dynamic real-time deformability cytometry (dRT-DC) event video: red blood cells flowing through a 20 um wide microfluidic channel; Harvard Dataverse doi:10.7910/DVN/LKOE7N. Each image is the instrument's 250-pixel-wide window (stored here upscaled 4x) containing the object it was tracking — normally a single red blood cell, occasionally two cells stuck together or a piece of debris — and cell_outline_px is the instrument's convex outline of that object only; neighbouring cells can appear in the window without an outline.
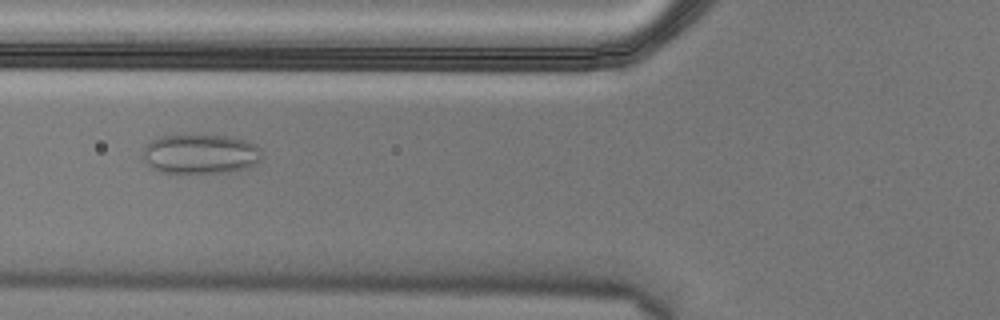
{"species": "Egyptian fruit bat (a non-hibernating species)", "species_latin": "Rousettus aegyptiacus", "temperature_condition": "cold", "stored_images_in_passage": 10, "camera_frame_rate_fps": 3000, "um_per_image_px": 0.085, "animal": {"sex": "male"}, "frame": {"image": 1, "passage_image": 5, "time_ms": 1.333, "image_size_px": [1000, 320], "cell_outline_px": [[260, 160], [256, 164], [244, 168], [228, 172], [160, 172], [152, 168], [140, 156], [144, 144], [160, 136], [184, 132], [188, 132], [228, 136], [244, 140], [256, 144], [260, 148]], "centroid_in_image_um": [16.96, 13.03], "position_along_channel_um": 108.8, "area_um2": 28.32}}
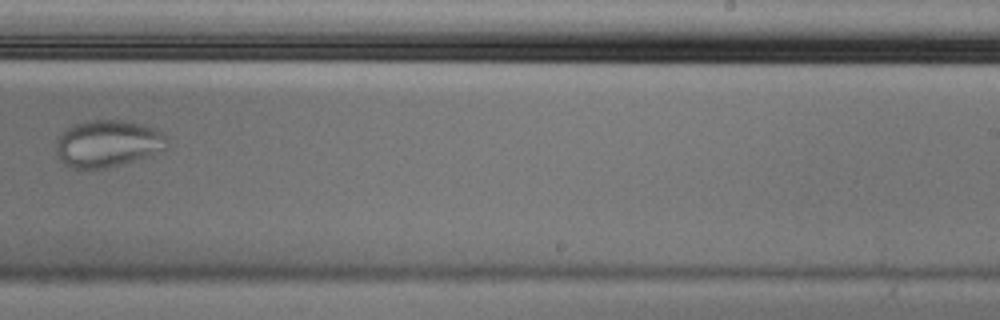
{"frame": {"image": 2, "passage_image": 9, "time_ms": 2.667, "image_size_px": [1000, 320], "cell_outline_px": [[168, 148], [108, 168], [72, 168], [64, 164], [56, 156], [56, 140], [60, 132], [64, 128], [88, 120], [124, 120], [156, 128], [164, 132], [168, 136]], "centroid_in_image_um": [9.13, 12.18], "position_along_channel_um": 279.9, "area_um2": 30.58}}